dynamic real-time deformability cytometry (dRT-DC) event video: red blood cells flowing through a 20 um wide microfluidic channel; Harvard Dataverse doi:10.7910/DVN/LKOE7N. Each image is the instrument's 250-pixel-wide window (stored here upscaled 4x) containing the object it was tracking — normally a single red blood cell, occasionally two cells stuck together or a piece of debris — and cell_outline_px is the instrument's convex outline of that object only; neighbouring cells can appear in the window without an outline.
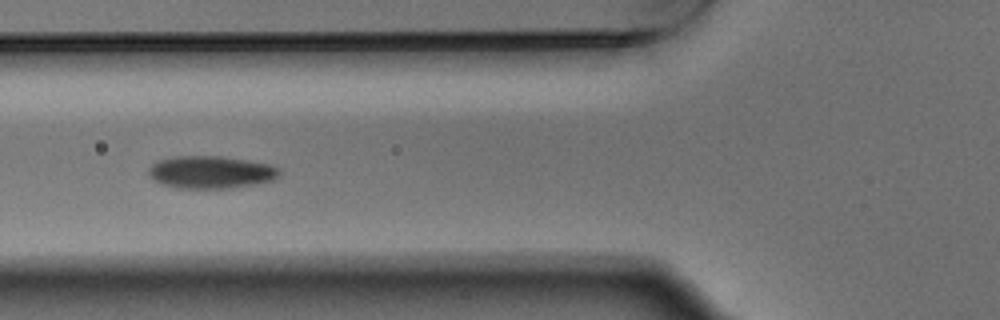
{"species": "Egyptian fruit bat (a non-hibernating species)", "species_latin": "Rousettus aegyptiacus", "temperature_condition": "warm", "stored_images_in_passage": 9, "camera_frame_rate_fps": 3000, "um_per_image_px": 0.085, "animal": {"sex": "male"}, "frame": {"image": 1, "passage_image": 6, "time_ms": 1.667, "image_size_px": [1000, 320], "cell_outline_px": [[280, 172], [272, 180], [256, 184], [232, 188], [176, 188], [152, 180], [148, 172], [148, 168], [152, 164], [160, 160], [176, 156], [220, 156], [248, 160], [272, 164], [280, 168]], "centroid_in_image_um": [17.93, 14.63], "position_along_channel_um": 107.9, "area_um2": 24.85}}
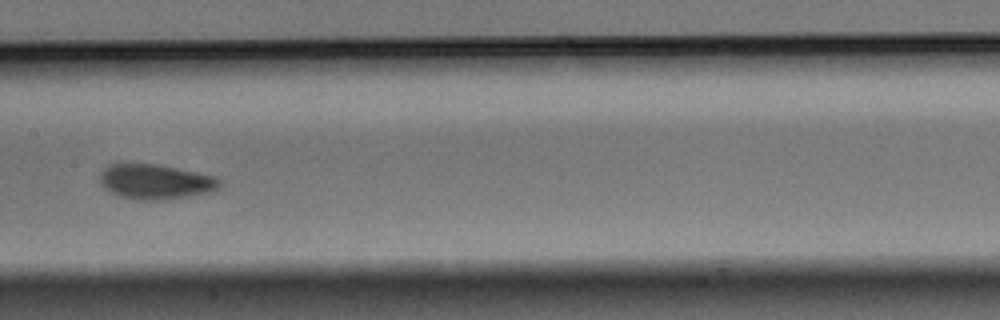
{"frame": {"image": 2, "passage_image": 8, "time_ms": 2.333, "image_size_px": [1000, 320], "cell_outline_px": [[220, 188], [212, 192], [188, 196], [160, 200], [136, 200], [120, 196], [104, 188], [100, 184], [100, 172], [108, 164], [156, 164], [216, 176], [220, 180]], "centroid_in_image_um": [13.22, 15.45], "position_along_channel_um": 194.2, "area_um2": 24.39}}
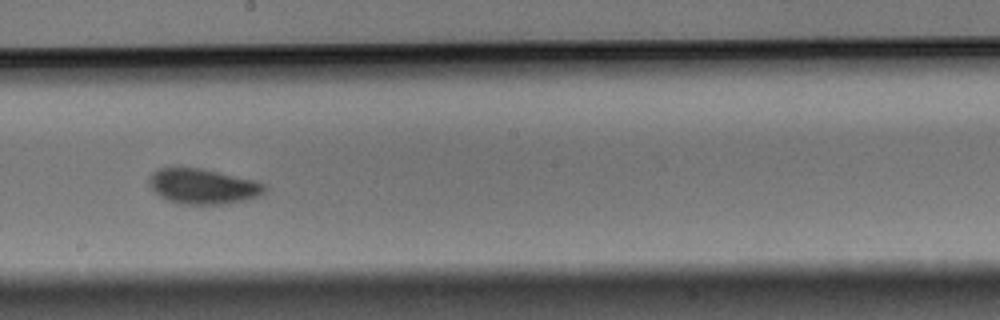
{"frame": {"image": 3, "passage_image": 9, "time_ms": 2.667, "image_size_px": [1000, 320], "cell_outline_px": [[268, 188], [264, 192], [248, 200], [228, 204], [176, 204], [160, 196], [148, 184], [148, 176], [156, 168], [176, 164], [200, 168], [256, 180], [264, 184]], "centroid_in_image_um": [17.19, 15.8], "position_along_channel_um": 231.0, "area_um2": 24.57}}